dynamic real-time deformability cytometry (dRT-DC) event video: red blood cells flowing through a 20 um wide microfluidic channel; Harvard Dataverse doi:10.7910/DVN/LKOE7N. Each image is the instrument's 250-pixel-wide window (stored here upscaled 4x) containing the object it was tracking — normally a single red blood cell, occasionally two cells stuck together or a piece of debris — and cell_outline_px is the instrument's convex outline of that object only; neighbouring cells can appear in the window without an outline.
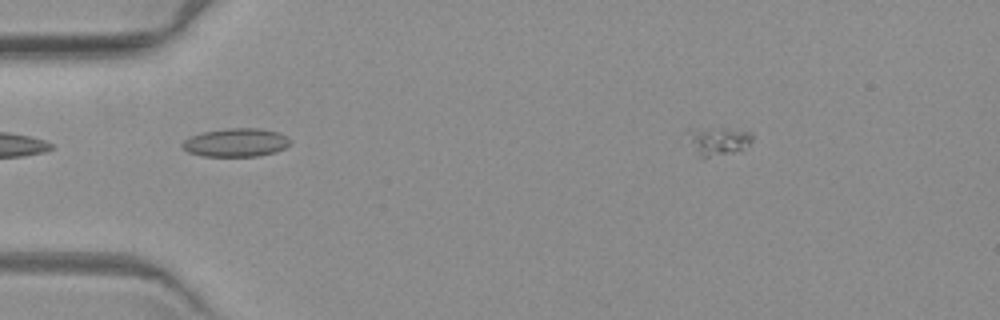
{"species": "common noctule bat (a hibernating species)", "species_latin": "Nyctalus noctula", "temperature_condition": "warm", "stored_images_in_passage": 4, "camera_frame_rate_fps": 3000, "um_per_image_px": 0.085, "animal": {"sex": "female", "body_mass_g": 19.3, "forearm_length_mm": 54.1}, "frame": {"image": 1, "passage_image": 1, "time_ms": 0.0, "image_size_px": [1000, 320], "cell_outline_px": [[752, 140], [748, 144], [740, 148], [704, 160], [696, 156], [688, 132], [720, 128], [724, 128], [752, 132]], "centroid_in_image_um": [61.05, 12.03], "position_along_channel_um": 24.0, "area_um2": 10.0}}
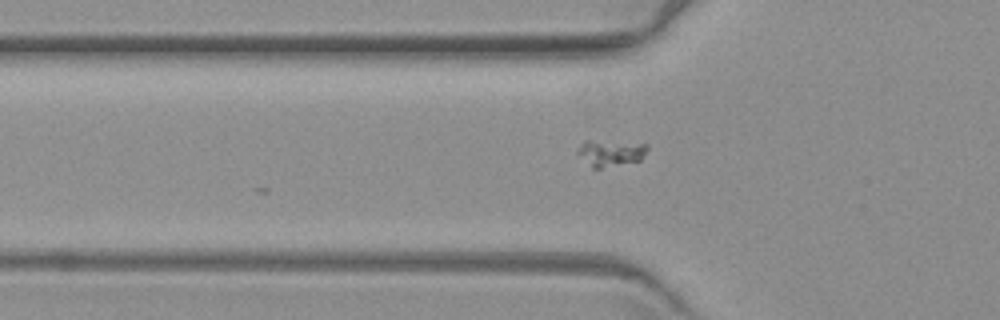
{"frame": {"image": 2, "passage_image": 4, "time_ms": 3.667, "image_size_px": [1000, 320], "cell_outline_px": [[648, 148], [644, 156], [640, 160], [600, 168], [592, 168], [576, 152], [580, 144], [584, 140], [588, 140], [648, 144]], "centroid_in_image_um": [51.88, 12.99], "position_along_channel_um": 73.9, "area_um2": 10.58}}